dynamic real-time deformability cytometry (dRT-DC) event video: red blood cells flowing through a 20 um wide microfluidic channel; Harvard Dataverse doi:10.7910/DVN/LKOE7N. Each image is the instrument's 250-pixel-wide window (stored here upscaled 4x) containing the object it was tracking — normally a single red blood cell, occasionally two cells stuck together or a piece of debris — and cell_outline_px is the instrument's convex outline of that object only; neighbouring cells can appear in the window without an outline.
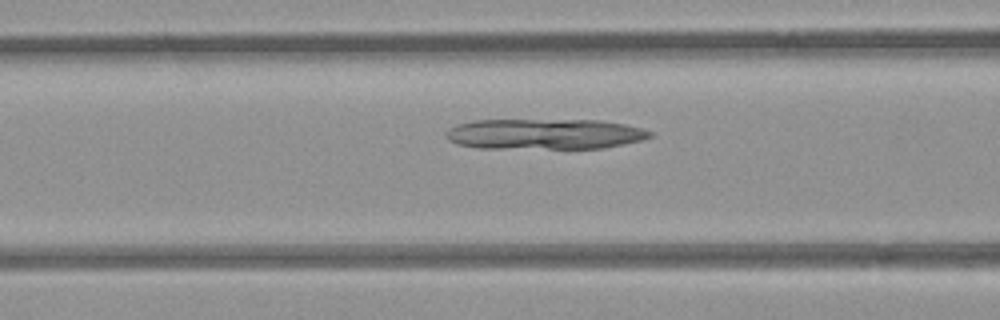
{"species": "common noctule bat (a hibernating species)", "species_latin": "Nyctalus noctula", "temperature_condition": "room temperature", "stored_images_in_passage": 18, "camera_frame_rate_fps": 3000, "um_per_image_px": 0.085, "animal": {"sex": "female", "body_mass_g": 21.9}, "frame": {"image": 1, "passage_image": 16, "time_ms": 5.0, "image_size_px": [1000, 320], "cell_outline_px": [[652, 136], [640, 140], [624, 144], [604, 148], [476, 148], [456, 144], [448, 140], [444, 136], [444, 132], [448, 128], [456, 124], [472, 120], [600, 120], [624, 124], [640, 128], [652, 132]], "centroid_in_image_um": [46.2, 11.39], "position_along_channel_um": 120.4, "area_um2": 36.53}}